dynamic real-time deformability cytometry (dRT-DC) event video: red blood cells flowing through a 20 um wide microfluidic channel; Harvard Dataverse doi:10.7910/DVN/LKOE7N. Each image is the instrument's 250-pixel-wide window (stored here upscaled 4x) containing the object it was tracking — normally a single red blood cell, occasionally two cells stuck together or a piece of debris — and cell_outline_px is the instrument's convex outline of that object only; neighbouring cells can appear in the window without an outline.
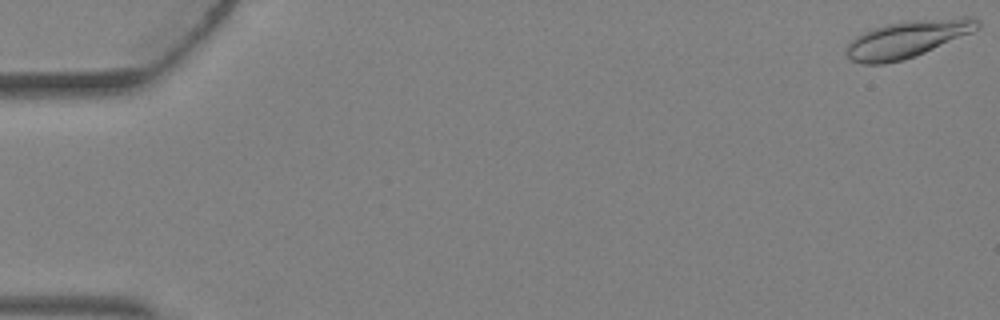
{"species": "Egyptian fruit bat (a non-hibernating species)", "species_latin": "Rousettus aegyptiacus", "temperature_condition": "warm", "stored_images_in_passage": 5, "camera_frame_rate_fps": 3000, "um_per_image_px": 0.085, "animal": {"sex": "female"}, "frame": {"image": 1, "passage_image": 1, "time_ms": 0.0, "image_size_px": [1000, 320], "cell_outline_px": [[980, 28], [972, 32], [924, 52], [904, 60], [884, 64], [864, 64], [848, 60], [844, 52], [844, 48], [856, 36], [872, 28], [888, 24], [912, 20], [960, 16], [976, 16], [980, 20]], "centroid_in_image_um": [77.13, 3.3], "position_along_channel_um": 7.9, "area_um2": 28.61}}
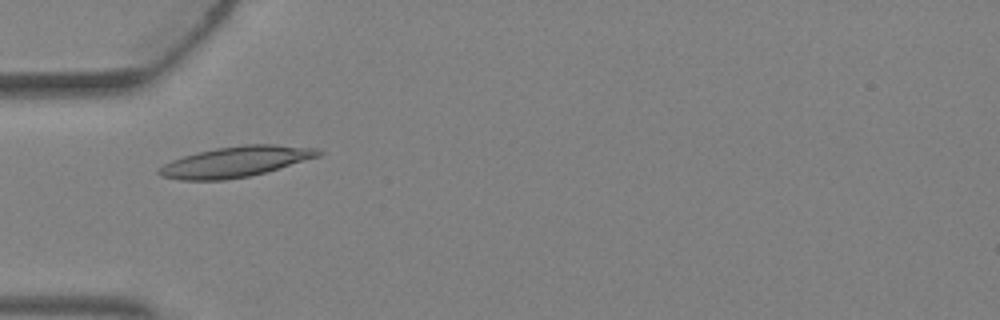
{"frame": {"image": 2, "passage_image": 5, "time_ms": 1.333, "image_size_px": [1000, 320], "cell_outline_px": [[324, 152], [320, 156], [264, 172], [248, 176], [224, 180], [180, 180], [160, 176], [156, 172], [164, 164], [172, 160], [196, 152], [216, 148], [244, 144], [276, 144], [316, 148]], "centroid_in_image_um": [20.02, 13.74], "position_along_channel_um": 65.0, "area_um2": 28.26}}